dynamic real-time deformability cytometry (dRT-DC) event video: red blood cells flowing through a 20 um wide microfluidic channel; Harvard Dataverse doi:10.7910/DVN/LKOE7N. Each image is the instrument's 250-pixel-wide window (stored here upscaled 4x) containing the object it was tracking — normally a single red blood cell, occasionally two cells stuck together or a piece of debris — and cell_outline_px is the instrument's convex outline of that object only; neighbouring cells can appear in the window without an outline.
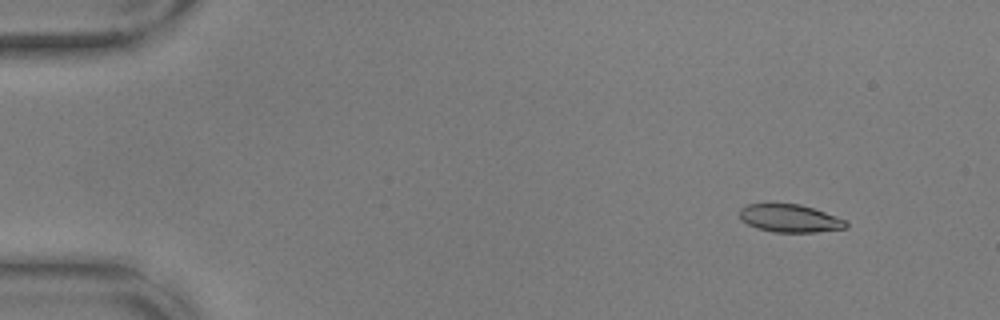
{"species": "common noctule bat (a hibernating species)", "species_latin": "Nyctalus noctula", "temperature_condition": "warm", "stored_images_in_passage": 56, "camera_frame_rate_fps": 3000, "um_per_image_px": 0.085, "animal": {"sex": "male", "body_mass_g": 17.9, "forearm_length_mm": 54.2}, "frame": {"image": 1, "passage_image": 6, "time_ms": 1.667, "image_size_px": [1000, 320], "cell_outline_px": [[848, 228], [816, 232], [772, 232], [756, 228], [748, 224], [740, 216], [740, 208], [748, 204], [800, 204], [848, 220]], "centroid_in_image_um": [67.18, 18.57], "position_along_channel_um": 17.8, "area_um2": 17.22}}
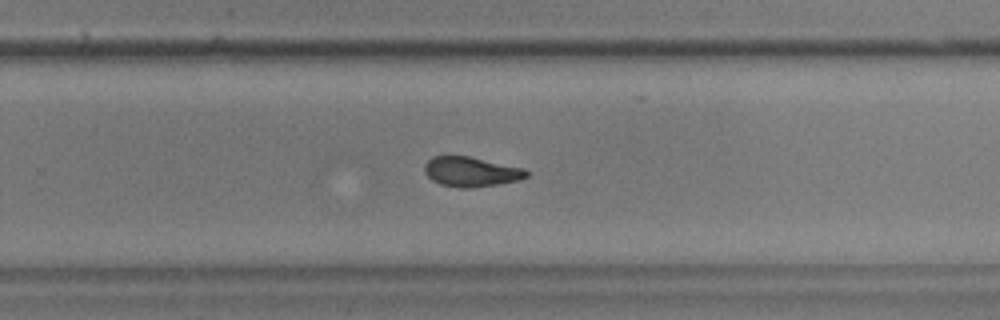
{"frame": {"image": 2, "passage_image": 37, "time_ms": 12.0, "image_size_px": [1000, 320], "cell_outline_px": [[528, 176], [516, 180], [500, 184], [472, 188], [460, 188], [440, 184], [432, 180], [424, 172], [424, 164], [432, 156], [468, 156], [524, 168], [528, 172]], "centroid_in_image_um": [40.01, 14.6], "position_along_channel_um": 289.8, "area_um2": 17.69}}
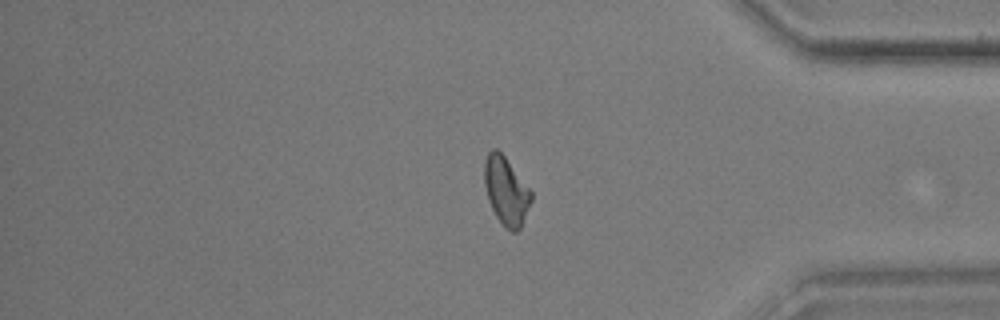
{"frame": {"image": 3, "passage_image": 47, "time_ms": 15.333, "image_size_px": [1000, 320], "cell_outline_px": [[532, 200], [520, 228], [516, 232], [512, 232], [496, 216], [488, 200], [484, 184], [484, 164], [488, 152], [492, 148], [496, 148], [504, 156], [532, 192]], "centroid_in_image_um": [43.01, 16.21], "position_along_channel_um": 392.2, "area_um2": 18.21}, "authors_computed_cell_mechanics": {"area_um2": 18.1203, "velocity_mm_per_s": 3.6563, "shape_relaxation_time_tau1_ms": 8.5942, "shape_relaxation_time_tau2_ms": 2.7878, "deformation_change_tau1": 0.2223, "deformation_change_tau2": 0.0844}}